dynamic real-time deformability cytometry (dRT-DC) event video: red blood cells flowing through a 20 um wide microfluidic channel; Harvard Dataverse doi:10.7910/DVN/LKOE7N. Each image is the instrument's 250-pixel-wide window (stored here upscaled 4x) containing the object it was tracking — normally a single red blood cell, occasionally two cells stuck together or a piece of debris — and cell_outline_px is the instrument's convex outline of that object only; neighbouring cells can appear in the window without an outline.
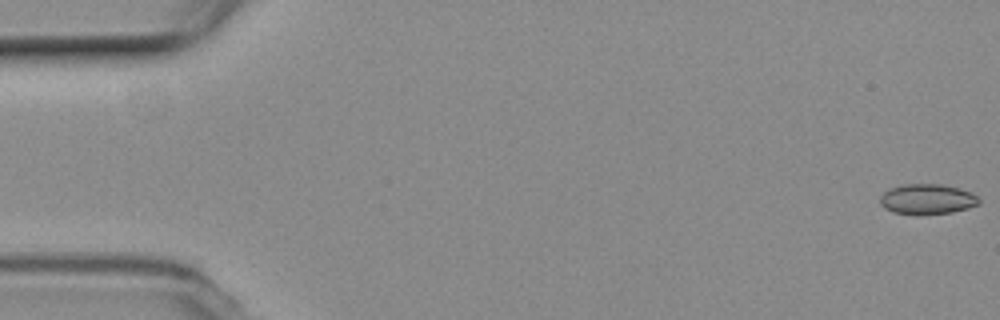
{"species": "common noctule bat (a hibernating species)", "species_latin": "Nyctalus noctula", "temperature_condition": "room temperature", "stored_images_in_passage": 11, "camera_frame_rate_fps": 3000, "um_per_image_px": 0.085, "animal": {"sex": "female", "body_mass_g": 19.3, "forearm_length_mm": 54.1}, "frame": {"image": 1, "passage_image": 1, "time_ms": 0.0, "image_size_px": [1000, 320], "cell_outline_px": [[980, 204], [968, 208], [952, 212], [920, 216], [916, 216], [892, 212], [884, 208], [880, 204], [880, 196], [884, 192], [892, 188], [904, 184], [944, 184], [960, 188], [976, 196], [980, 200]], "centroid_in_image_um": [78.8, 16.95], "position_along_channel_um": 6.2, "area_um2": 17.74}}